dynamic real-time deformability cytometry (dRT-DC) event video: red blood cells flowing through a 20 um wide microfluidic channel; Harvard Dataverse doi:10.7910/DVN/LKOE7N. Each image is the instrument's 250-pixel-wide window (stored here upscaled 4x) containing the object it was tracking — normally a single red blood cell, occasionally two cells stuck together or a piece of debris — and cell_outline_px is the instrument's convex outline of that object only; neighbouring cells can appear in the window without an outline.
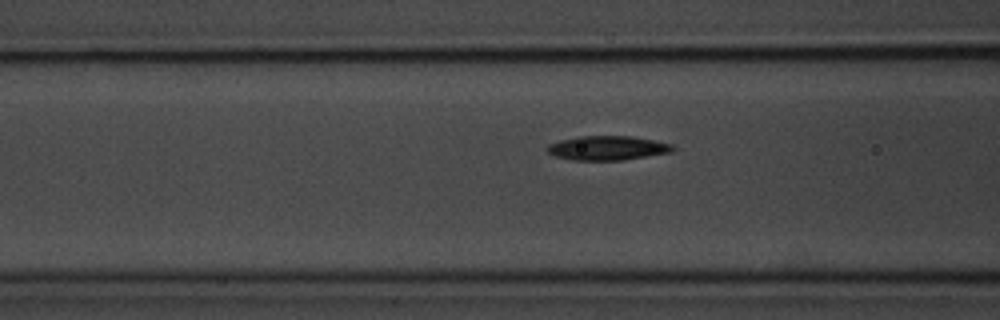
{"species": "common noctule bat (a hibernating species)", "species_latin": "Nyctalus noctula", "temperature_condition": "room temperature", "stored_images_in_passage": 35, "camera_frame_rate_fps": 3000, "um_per_image_px": 0.085, "animal": {"sex": "male", "body_mass_g": 20.1, "forearm_length_mm": 53.5}, "frame": {"image": 1, "passage_image": 9, "time_ms": 2.667, "image_size_px": [1000, 320], "cell_outline_px": [[676, 148], [672, 152], [620, 160], [572, 160], [556, 156], [548, 152], [544, 148], [548, 144], [560, 140], [576, 136], [632, 136], [672, 144]], "centroid_in_image_um": [51.6, 12.57], "position_along_channel_um": 115.0, "area_um2": 17.74}}
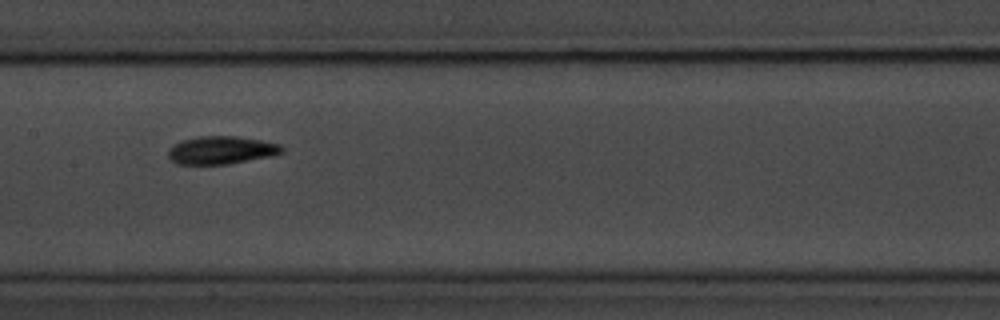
{"frame": {"image": 2, "passage_image": 15, "time_ms": 4.667, "image_size_px": [1000, 320], "cell_outline_px": [[284, 152], [268, 156], [228, 164], [176, 164], [168, 156], [168, 148], [172, 144], [180, 140], [196, 136], [236, 136], [260, 140], [280, 144], [284, 148]], "centroid_in_image_um": [18.75, 12.75], "position_along_channel_um": 188.6, "area_um2": 18.55}}
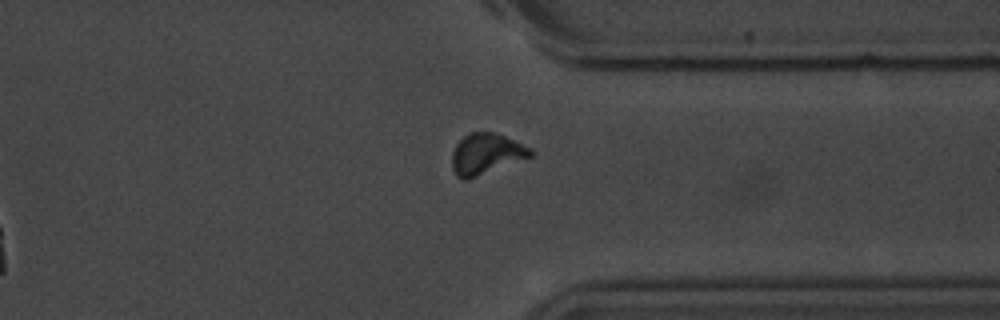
{"frame": {"image": 3, "passage_image": 30, "time_ms": 9.667, "image_size_px": [1000, 320], "cell_outline_px": [[536, 152], [532, 156], [468, 180], [464, 180], [456, 176], [452, 168], [452, 152], [456, 144], [468, 132], [496, 132], [532, 148]], "centroid_in_image_um": [41.33, 13.08], "position_along_channel_um": 370.1, "area_um2": 18.9}, "authors_computed_cell_mechanics": {"area_um2": 17.7446, "velocity_mm_per_s": 3.6637, "shape_relaxation_time_tau1_ms": 2.2053, "shape_relaxation_time_tau2_ms": 4.0342, "deformation_change_tau1": 0.1517, "deformation_change_tau2": 0.1141}}